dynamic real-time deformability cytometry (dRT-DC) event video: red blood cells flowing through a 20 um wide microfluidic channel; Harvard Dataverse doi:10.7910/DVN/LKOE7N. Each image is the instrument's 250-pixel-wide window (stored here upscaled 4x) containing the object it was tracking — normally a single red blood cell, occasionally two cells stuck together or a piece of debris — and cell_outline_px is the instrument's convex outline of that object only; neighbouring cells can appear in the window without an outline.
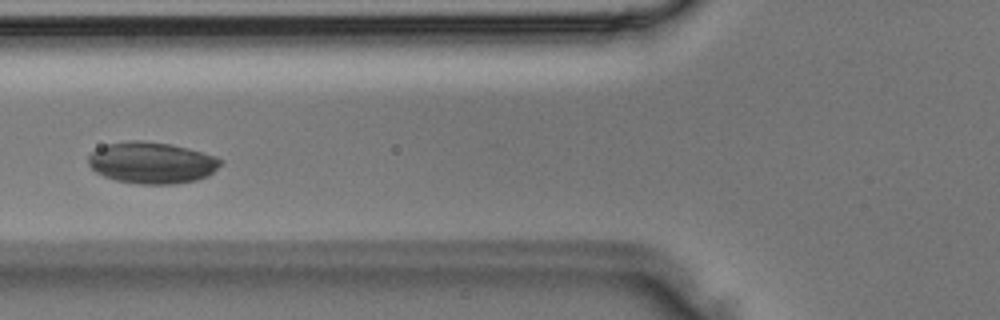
{"species": "Egyptian fruit bat (a non-hibernating species)", "species_latin": "Rousettus aegyptiacus", "temperature_condition": "room temperature", "stored_images_in_passage": 27, "camera_frame_rate_fps": 3000, "um_per_image_px": 0.085, "animal": {"sex": "male"}, "frame": {"image": 1, "passage_image": 3, "time_ms": 0.667, "image_size_px": [1000, 320], "cell_outline_px": [[224, 160], [208, 176], [196, 180], [172, 184], [140, 184], [116, 180], [104, 176], [96, 172], [88, 164], [88, 156], [96, 148], [108, 144], [128, 140], [140, 140], [172, 144], [188, 148], [216, 156]], "centroid_in_image_um": [12.89, 13.82], "position_along_channel_um": 112.9, "area_um2": 32.02}}
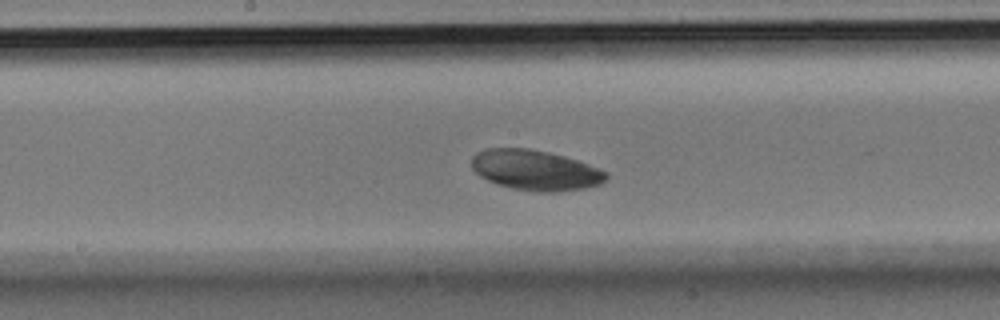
{"frame": {"image": 2, "passage_image": 8, "time_ms": 2.333, "image_size_px": [1000, 320], "cell_outline_px": [[608, 176], [600, 184], [584, 188], [556, 192], [532, 192], [512, 188], [496, 184], [480, 176], [472, 168], [472, 156], [476, 152], [484, 148], [528, 148], [548, 152], [564, 156], [576, 160], [608, 172]], "centroid_in_image_um": [45.47, 14.46], "position_along_channel_um": 202.7, "area_um2": 31.62}}
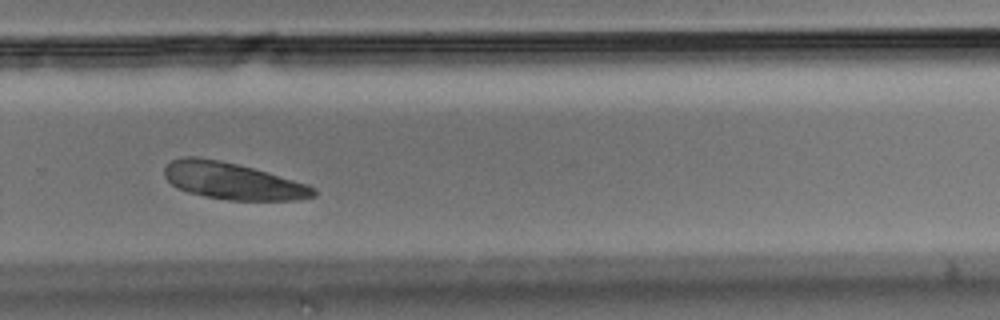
{"frame": {"image": 3, "passage_image": 14, "time_ms": 4.333, "image_size_px": [1000, 320], "cell_outline_px": [[316, 196], [296, 200], [228, 200], [204, 196], [188, 192], [172, 184], [164, 176], [164, 168], [172, 160], [180, 156], [196, 156], [220, 160], [268, 172], [308, 184], [316, 188]], "centroid_in_image_um": [19.78, 15.38], "position_along_channel_um": 310.0, "area_um2": 31.96}}